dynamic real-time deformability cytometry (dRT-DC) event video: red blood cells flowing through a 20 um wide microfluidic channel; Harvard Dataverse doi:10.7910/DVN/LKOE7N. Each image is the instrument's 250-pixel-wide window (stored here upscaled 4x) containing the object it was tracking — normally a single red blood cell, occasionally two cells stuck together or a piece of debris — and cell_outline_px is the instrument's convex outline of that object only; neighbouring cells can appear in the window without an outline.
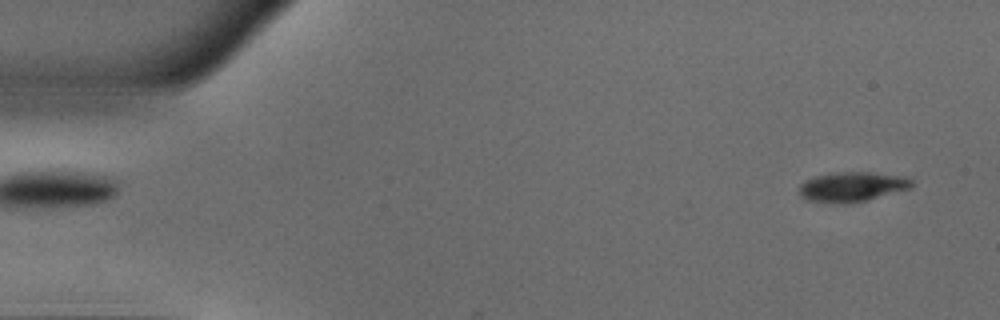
{"species": "common noctule bat (a hibernating species)", "species_latin": "Nyctalus noctula", "temperature_condition": "warm", "stored_images_in_passage": 50, "camera_frame_rate_fps": 3000, "um_per_image_px": 0.085, "animal": {"sex": "male", "body_mass_g": 18.8}, "frame": {"image": 1, "passage_image": 2, "time_ms": 0.333, "image_size_px": [1000, 320], "cell_outline_px": [[912, 188], [868, 200], [848, 204], [844, 204], [804, 200], [800, 196], [800, 184], [804, 180], [816, 176], [836, 172], [872, 172], [904, 176], [912, 180]], "centroid_in_image_um": [72.43, 15.88], "position_along_channel_um": 12.6, "area_um2": 19.77}}
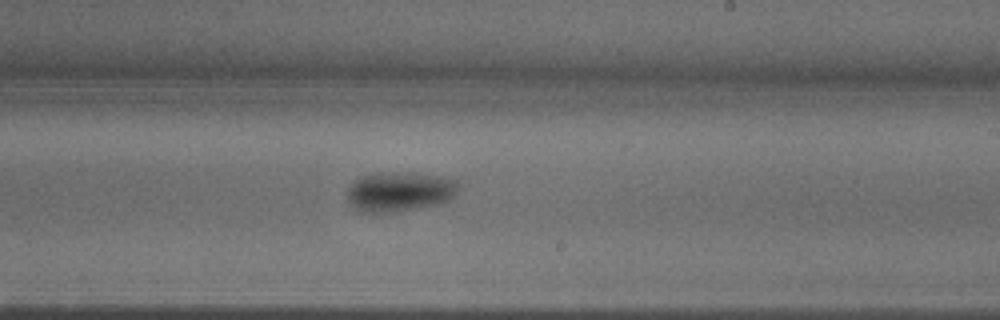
{"frame": {"image": 2, "passage_image": 29, "time_ms": 9.333, "image_size_px": [1000, 320], "cell_outline_px": [[460, 184], [456, 196], [452, 200], [440, 204], [392, 212], [356, 212], [352, 208], [348, 200], [348, 188], [360, 176], [376, 172], [416, 172], [440, 176], [456, 180]], "centroid_in_image_um": [34.0, 16.28], "position_along_channel_um": 255.0, "area_um2": 26.36}}
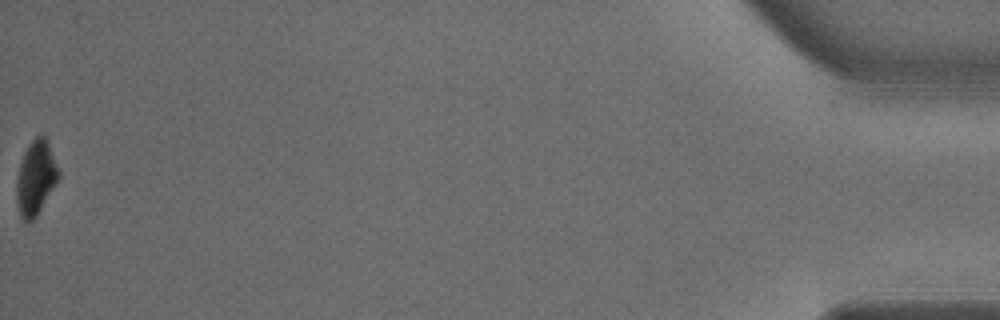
{"frame": {"image": 3, "passage_image": 50, "time_ms": 16.333, "image_size_px": [1000, 320], "cell_outline_px": [[60, 176], [36, 216], [32, 220], [24, 224], [20, 216], [16, 200], [16, 184], [20, 164], [24, 152], [28, 144], [40, 132], [44, 132], [48, 140], [60, 172]], "centroid_in_image_um": [3.04, 15.07], "position_along_channel_um": 432.2, "area_um2": 18.38}, "authors_computed_cell_mechanics": {"area_um2": 22.1085, "velocity_mm_per_s": 3.9502, "shape_relaxation_time_tau1_ms": 2.6221, "shape_relaxation_time_tau2_ms": 10.1304, "deformation_change_tau1": 0.1178, "deformation_change_tau2": 0.1315}}